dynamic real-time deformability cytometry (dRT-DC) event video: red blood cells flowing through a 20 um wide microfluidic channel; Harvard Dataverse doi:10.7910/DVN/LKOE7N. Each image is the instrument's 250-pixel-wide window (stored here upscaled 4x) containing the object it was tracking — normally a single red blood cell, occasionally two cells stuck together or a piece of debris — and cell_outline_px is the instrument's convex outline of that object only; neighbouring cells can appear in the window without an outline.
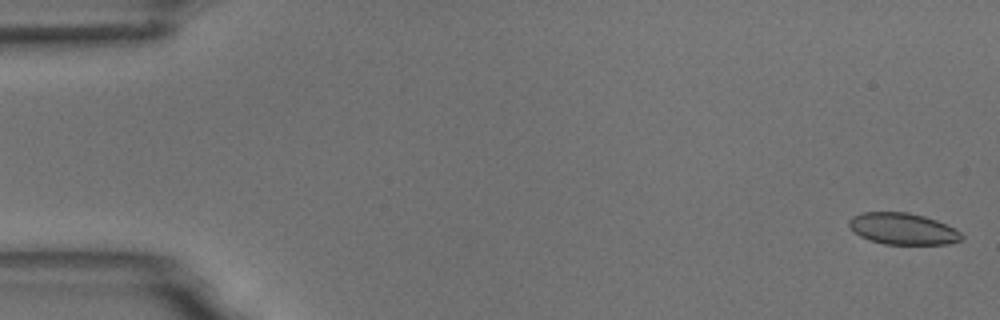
{"species": "common noctule bat (a hibernating species)", "species_latin": "Nyctalus noctula", "temperature_condition": "room temperature", "stored_images_in_passage": 7, "camera_frame_rate_fps": 3000, "um_per_image_px": 0.085, "animal": {"sex": "male", "body_mass_g": 18.8}, "frame": {"image": 1, "passage_image": 1, "time_ms": 0.0, "image_size_px": [1000, 320], "cell_outline_px": [[964, 236], [960, 240], [948, 244], [884, 244], [868, 240], [860, 236], [848, 224], [848, 220], [852, 216], [860, 212], [908, 212], [924, 216], [936, 220], [960, 232]], "centroid_in_image_um": [76.71, 19.44], "position_along_channel_um": 8.3, "area_um2": 20.58}}
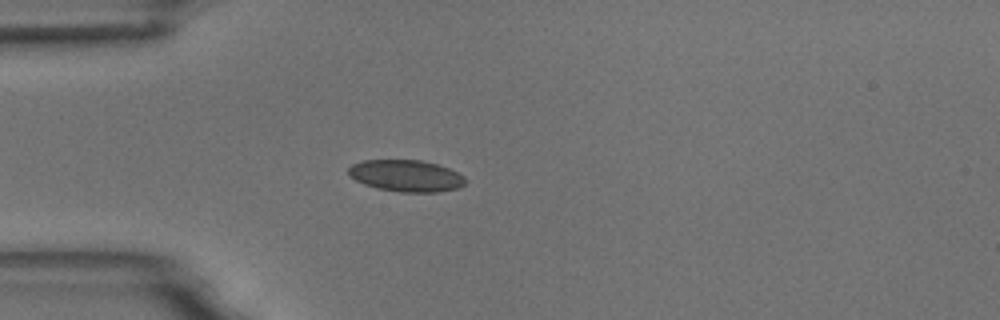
{"frame": {"image": 2, "passage_image": 5, "time_ms": 4.667, "image_size_px": [1000, 320], "cell_outline_px": [[468, 180], [460, 188], [440, 192], [400, 192], [376, 188], [364, 184], [356, 180], [348, 172], [348, 168], [352, 164], [364, 160], [420, 160], [436, 164], [448, 168], [464, 176]], "centroid_in_image_um": [34.55, 14.95], "position_along_channel_um": 50.5, "area_um2": 21.62}}